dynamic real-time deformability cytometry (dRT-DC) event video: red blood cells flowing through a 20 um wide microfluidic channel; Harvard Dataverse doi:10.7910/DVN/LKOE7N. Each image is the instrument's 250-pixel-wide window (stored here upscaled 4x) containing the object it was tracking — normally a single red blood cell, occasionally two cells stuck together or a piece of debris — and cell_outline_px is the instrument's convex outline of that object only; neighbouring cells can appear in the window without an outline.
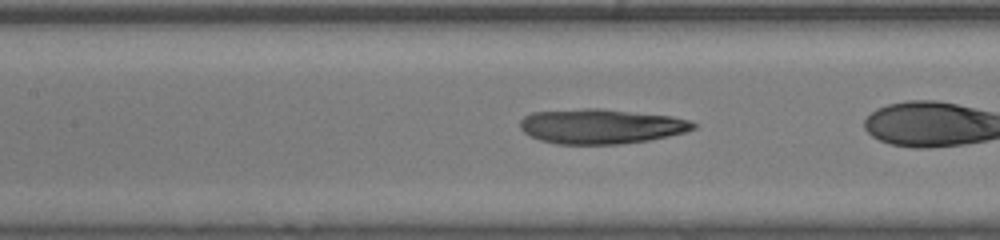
{"species": "human", "species_latin": "Homo sapiens", "temperature_condition": "room temperature", "stored_images_in_passage": 49, "camera_frame_rate_fps": 3000, "um_per_image_px": 0.085, "donor": {"sex": "male"}, "frame": {"image": 1, "passage_image": 31, "time_ms": 10.0, "image_size_px": [1000, 240], "cell_outline_px": [[696, 128], [684, 132], [668, 136], [648, 140], [620, 144], [556, 144], [540, 140], [524, 132], [520, 128], [520, 120], [524, 116], [532, 112], [584, 108], [600, 108], [672, 116], [688, 120], [696, 124]], "centroid_in_image_um": [51.07, 10.73], "position_along_channel_um": 156.3, "area_um2": 35.14}}
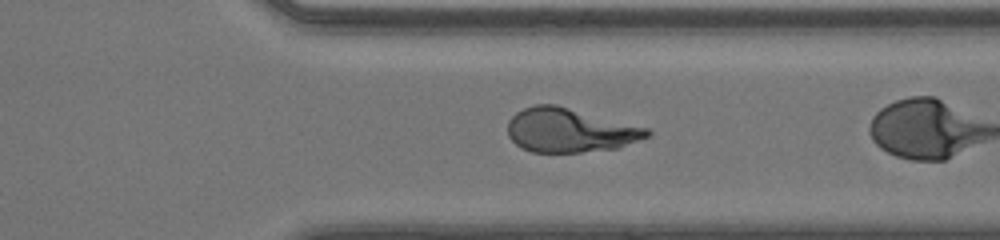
{"frame": {"image": 2, "passage_image": 46, "time_ms": 15.0, "image_size_px": [1000, 240], "cell_outline_px": [[652, 136], [620, 148], [580, 152], [532, 152], [520, 148], [508, 136], [508, 120], [516, 112], [524, 108], [536, 104], [556, 104], [648, 128], [652, 132]], "centroid_in_image_um": [48.46, 11.08], "position_along_channel_um": 362.9, "area_um2": 36.07}}